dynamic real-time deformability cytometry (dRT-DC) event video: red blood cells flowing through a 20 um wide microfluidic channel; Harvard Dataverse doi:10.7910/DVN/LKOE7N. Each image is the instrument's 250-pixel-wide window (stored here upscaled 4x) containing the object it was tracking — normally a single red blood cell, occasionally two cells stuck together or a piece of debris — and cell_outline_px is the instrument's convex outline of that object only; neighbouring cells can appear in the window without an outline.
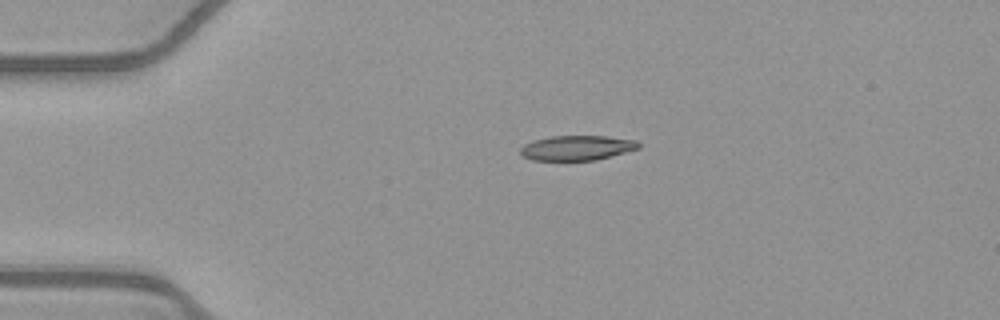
{"species": "common noctule bat (a hibernating species)", "species_latin": "Nyctalus noctula", "temperature_condition": "warm", "stored_images_in_passage": 42, "camera_frame_rate_fps": 3000, "um_per_image_px": 0.085, "animal": {"sex": "female", "body_mass_g": 21.9}, "frame": {"image": 1, "passage_image": 1, "time_ms": 0.0, "image_size_px": [1000, 320], "cell_outline_px": [[640, 148], [596, 160], [532, 160], [524, 156], [520, 152], [520, 148], [524, 144], [532, 140], [552, 136], [604, 136], [636, 140], [640, 144]], "centroid_in_image_um": [49.03, 12.56], "position_along_channel_um": 36.0, "area_um2": 17.05}}
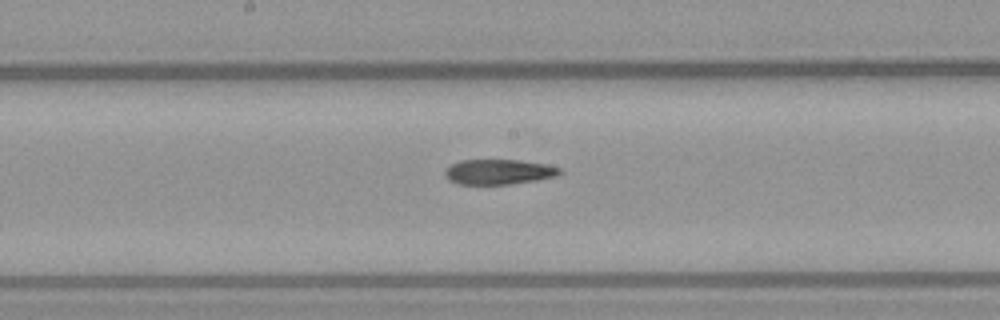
{"frame": {"image": 2, "passage_image": 17, "time_ms": 5.333, "image_size_px": [1000, 320], "cell_outline_px": [[564, 172], [556, 176], [536, 180], [508, 184], [456, 184], [448, 180], [444, 176], [444, 168], [460, 160], [520, 160], [544, 164], [560, 168]], "centroid_in_image_um": [42.34, 14.61], "position_along_channel_um": 205.9, "area_um2": 16.88}}
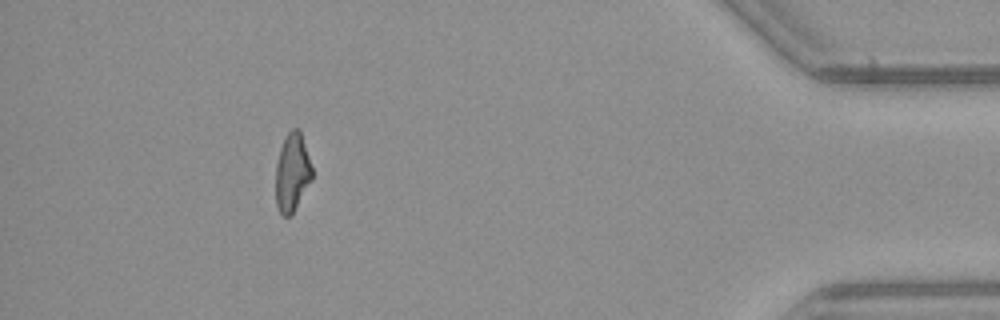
{"frame": {"image": 3, "passage_image": 37, "time_ms": 12.0, "image_size_px": [1000, 320], "cell_outline_px": [[312, 180], [292, 216], [284, 216], [280, 212], [276, 204], [276, 164], [280, 148], [288, 132], [292, 128], [300, 128], [312, 168]], "centroid_in_image_um": [24.85, 14.67], "position_along_channel_um": 410.4, "area_um2": 16.7}}